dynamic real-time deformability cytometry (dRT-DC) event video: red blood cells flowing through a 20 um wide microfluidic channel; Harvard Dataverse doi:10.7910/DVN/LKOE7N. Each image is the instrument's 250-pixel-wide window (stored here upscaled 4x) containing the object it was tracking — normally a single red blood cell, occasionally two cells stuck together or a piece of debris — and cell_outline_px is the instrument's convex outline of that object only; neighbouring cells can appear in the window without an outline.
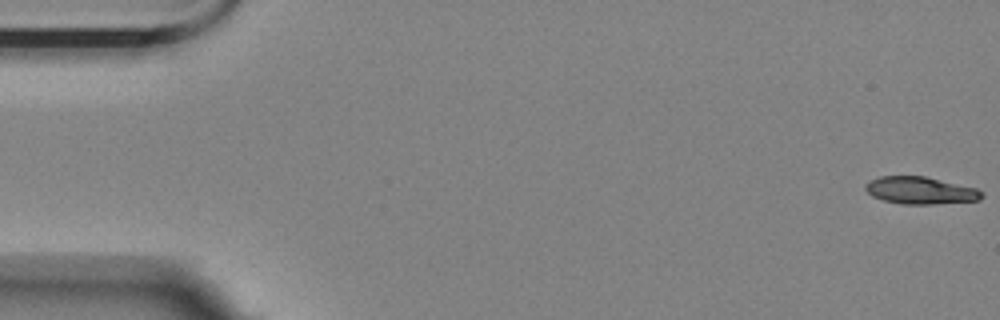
{"species": "Egyptian fruit bat (a non-hibernating species)", "species_latin": "Rousettus aegyptiacus", "temperature_condition": "room temperature", "stored_images_in_passage": 11, "camera_frame_rate_fps": 3000, "um_per_image_px": 0.085, "animal": {"sex": "female"}, "frame": {"image": 1, "passage_image": 1, "time_ms": 0.0, "image_size_px": [1000, 320], "cell_outline_px": [[984, 196], [980, 200], [932, 204], [900, 204], [884, 200], [872, 196], [864, 188], [864, 184], [880, 176], [924, 176], [976, 188], [984, 192]], "centroid_in_image_um": [78.24, 16.19], "position_along_channel_um": 6.8, "area_um2": 18.44}}
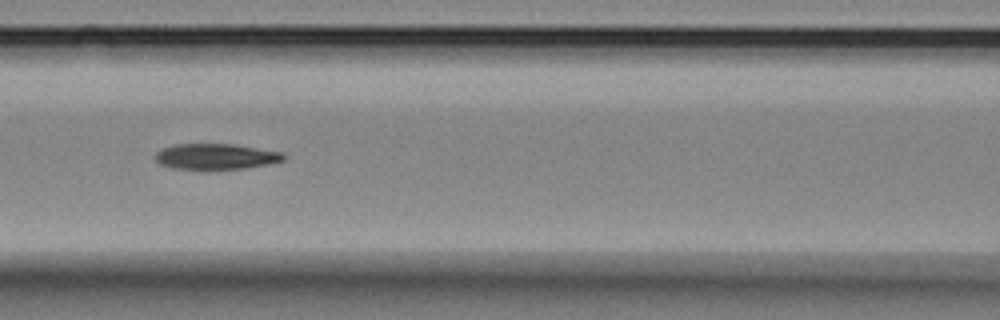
{"frame": {"image": 2, "passage_image": 7, "time_ms": 8.0, "image_size_px": [1000, 320], "cell_outline_px": [[288, 156], [284, 160], [268, 164], [244, 168], [172, 168], [160, 164], [156, 160], [156, 152], [172, 144], [232, 144], [284, 152]], "centroid_in_image_um": [18.39, 13.28], "position_along_channel_um": 148.2, "area_um2": 18.96}}
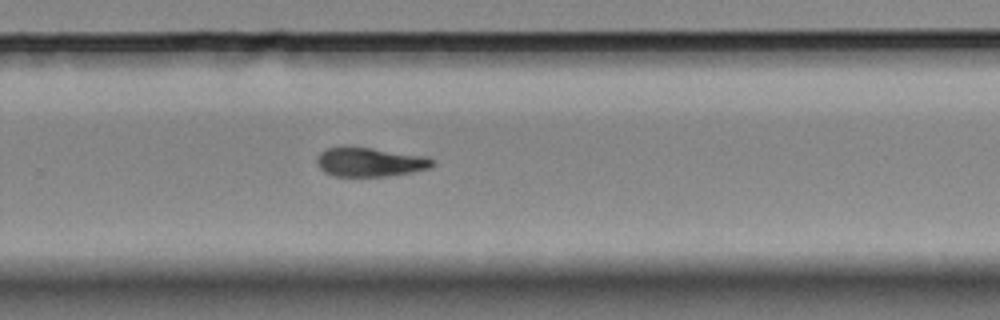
{"frame": {"image": 3, "passage_image": 11, "time_ms": 12.333, "image_size_px": [1000, 320], "cell_outline_px": [[436, 164], [428, 168], [412, 172], [384, 176], [332, 176], [324, 172], [316, 164], [316, 160], [320, 152], [328, 148], [344, 144], [352, 144], [428, 156]], "centroid_in_image_um": [31.4, 13.72], "position_along_channel_um": 298.4, "area_um2": 20.35}}